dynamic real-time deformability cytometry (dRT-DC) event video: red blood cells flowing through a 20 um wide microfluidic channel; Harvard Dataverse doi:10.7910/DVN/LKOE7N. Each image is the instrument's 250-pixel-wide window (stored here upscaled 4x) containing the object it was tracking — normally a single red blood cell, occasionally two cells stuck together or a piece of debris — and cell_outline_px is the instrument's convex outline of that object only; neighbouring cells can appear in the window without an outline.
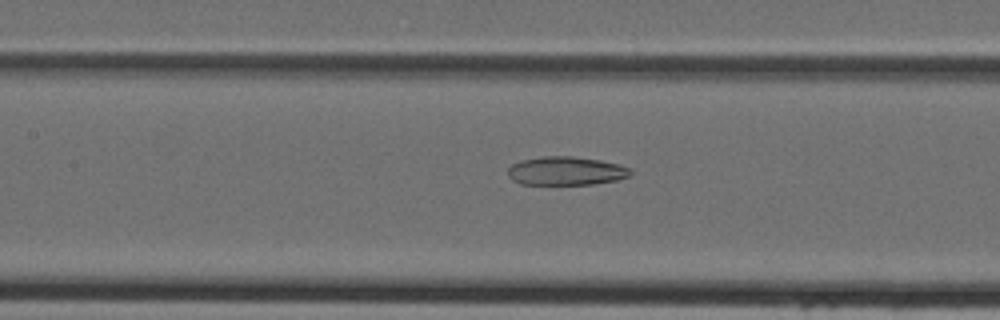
{"species": "Egyptian fruit bat (a non-hibernating species)", "species_latin": "Rousettus aegyptiacus", "temperature_condition": "cold", "stored_images_in_passage": 45, "camera_frame_rate_fps": 3000, "um_per_image_px": 0.085, "animal": {"sex": "female"}, "frame": {"image": 1, "passage_image": 21, "time_ms": 6.667, "image_size_px": [1000, 320], "cell_outline_px": [[632, 172], [628, 176], [616, 180], [592, 184], [520, 184], [512, 180], [508, 176], [508, 168], [512, 164], [520, 160], [544, 156], [572, 156], [600, 160], [620, 164], [632, 168]], "centroid_in_image_um": [48.11, 14.52], "position_along_channel_um": 159.3, "area_um2": 20.52}}
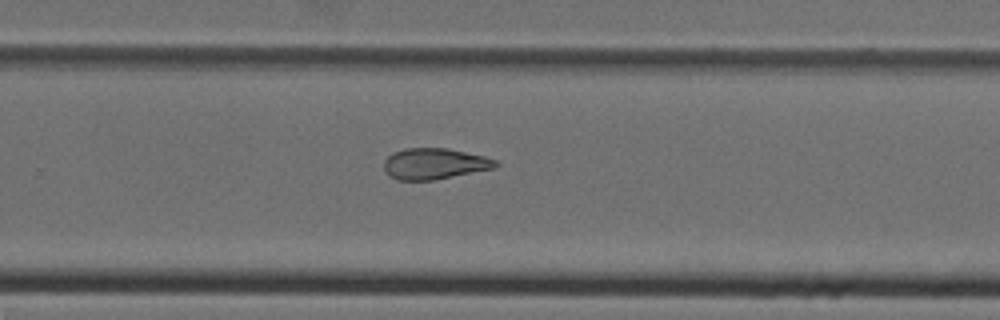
{"frame": {"image": 2, "passage_image": 30, "time_ms": 9.667, "image_size_px": [1000, 320], "cell_outline_px": [[500, 164], [496, 168], [436, 180], [396, 180], [388, 176], [384, 168], [384, 160], [392, 152], [404, 148], [448, 148], [484, 156], [496, 160]], "centroid_in_image_um": [36.93, 13.92], "position_along_channel_um": 292.9, "area_um2": 20.52}}
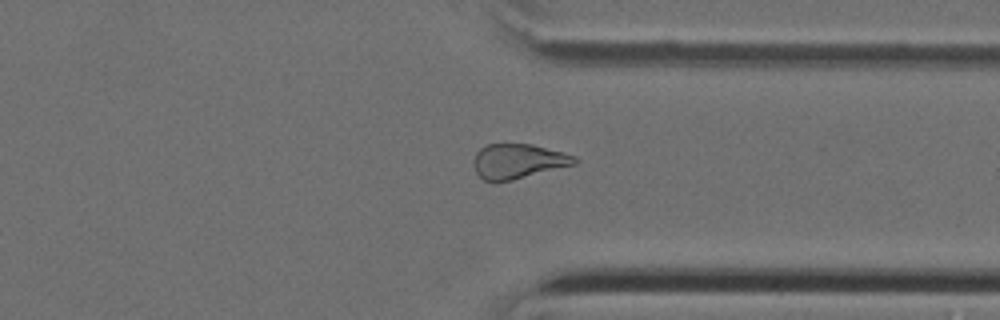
{"frame": {"image": 3, "passage_image": 35, "time_ms": 11.333, "image_size_px": [1000, 320], "cell_outline_px": [[580, 160], [576, 164], [512, 180], [484, 180], [476, 172], [476, 152], [480, 148], [488, 144], [532, 144], [564, 152], [576, 156]], "centroid_in_image_um": [44.12, 13.68], "position_along_channel_um": 367.3, "area_um2": 20.11}}